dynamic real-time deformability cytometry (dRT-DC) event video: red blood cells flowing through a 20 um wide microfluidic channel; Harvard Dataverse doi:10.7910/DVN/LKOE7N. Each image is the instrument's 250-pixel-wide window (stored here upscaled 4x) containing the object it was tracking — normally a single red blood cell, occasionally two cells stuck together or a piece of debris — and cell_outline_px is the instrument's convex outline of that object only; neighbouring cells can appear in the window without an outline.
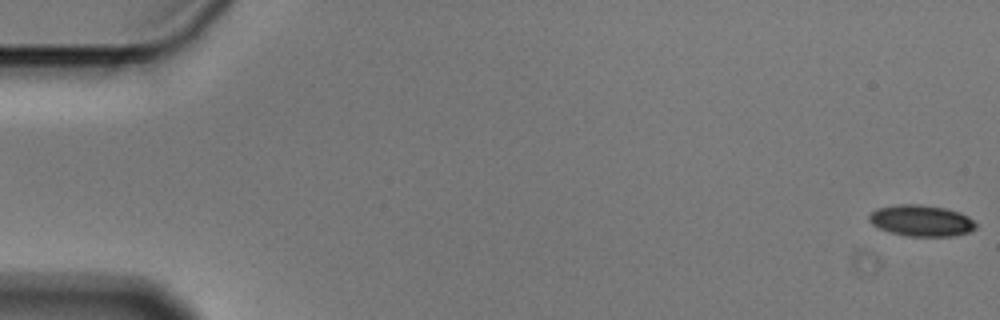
{"species": "Egyptian fruit bat (a non-hibernating species)", "species_latin": "Rousettus aegyptiacus", "temperature_condition": "cold", "stored_images_in_passage": 5, "segment_of_instrument_passage": [2, 2], "camera_frame_rate_fps": 3000, "um_per_image_px": 0.085, "animal": {"sex": "male"}, "frame": {"image": 1, "passage_image": 5, "time_ms": 1.333, "image_size_px": [1000, 320], "cell_outline_px": [[976, 228], [968, 232], [952, 236], [908, 236], [888, 232], [876, 228], [868, 220], [868, 216], [876, 208], [896, 204], [920, 204], [948, 208], [960, 212], [968, 216], [976, 224]], "centroid_in_image_um": [78.27, 18.74], "position_along_channel_um": 6.7, "area_um2": 19.71}}